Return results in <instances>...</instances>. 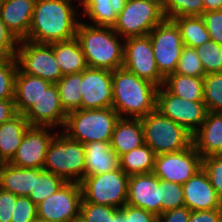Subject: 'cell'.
Masks as SVG:
<instances>
[{
    "instance_id": "cell-1",
    "label": "cell",
    "mask_w": 222,
    "mask_h": 222,
    "mask_svg": "<svg viewBox=\"0 0 222 222\" xmlns=\"http://www.w3.org/2000/svg\"><path fill=\"white\" fill-rule=\"evenodd\" d=\"M77 9L69 0H36L29 40L35 43L51 44L76 37L79 23Z\"/></svg>"
},
{
    "instance_id": "cell-2",
    "label": "cell",
    "mask_w": 222,
    "mask_h": 222,
    "mask_svg": "<svg viewBox=\"0 0 222 222\" xmlns=\"http://www.w3.org/2000/svg\"><path fill=\"white\" fill-rule=\"evenodd\" d=\"M112 90V108L120 118H141L156 109L158 86L123 67L112 71Z\"/></svg>"
},
{
    "instance_id": "cell-3",
    "label": "cell",
    "mask_w": 222,
    "mask_h": 222,
    "mask_svg": "<svg viewBox=\"0 0 222 222\" xmlns=\"http://www.w3.org/2000/svg\"><path fill=\"white\" fill-rule=\"evenodd\" d=\"M119 37L113 27L92 26L81 21L76 29V38L91 68L114 71L123 66L125 39Z\"/></svg>"
},
{
    "instance_id": "cell-4",
    "label": "cell",
    "mask_w": 222,
    "mask_h": 222,
    "mask_svg": "<svg viewBox=\"0 0 222 222\" xmlns=\"http://www.w3.org/2000/svg\"><path fill=\"white\" fill-rule=\"evenodd\" d=\"M119 118L112 107L79 109L67 114L61 131L68 138L83 144L94 141L111 142Z\"/></svg>"
},
{
    "instance_id": "cell-5",
    "label": "cell",
    "mask_w": 222,
    "mask_h": 222,
    "mask_svg": "<svg viewBox=\"0 0 222 222\" xmlns=\"http://www.w3.org/2000/svg\"><path fill=\"white\" fill-rule=\"evenodd\" d=\"M43 169L60 176L66 182L80 183L85 177L84 144L59 131L48 147Z\"/></svg>"
},
{
    "instance_id": "cell-6",
    "label": "cell",
    "mask_w": 222,
    "mask_h": 222,
    "mask_svg": "<svg viewBox=\"0 0 222 222\" xmlns=\"http://www.w3.org/2000/svg\"><path fill=\"white\" fill-rule=\"evenodd\" d=\"M145 143L155 152H177L192 145V134L155 109L141 117Z\"/></svg>"
},
{
    "instance_id": "cell-7",
    "label": "cell",
    "mask_w": 222,
    "mask_h": 222,
    "mask_svg": "<svg viewBox=\"0 0 222 222\" xmlns=\"http://www.w3.org/2000/svg\"><path fill=\"white\" fill-rule=\"evenodd\" d=\"M127 175L120 167L111 172L85 176L80 182L82 202L121 209L127 202Z\"/></svg>"
},
{
    "instance_id": "cell-8",
    "label": "cell",
    "mask_w": 222,
    "mask_h": 222,
    "mask_svg": "<svg viewBox=\"0 0 222 222\" xmlns=\"http://www.w3.org/2000/svg\"><path fill=\"white\" fill-rule=\"evenodd\" d=\"M154 59L160 74L166 78L176 71L184 44L180 29L171 19H164L150 32Z\"/></svg>"
},
{
    "instance_id": "cell-9",
    "label": "cell",
    "mask_w": 222,
    "mask_h": 222,
    "mask_svg": "<svg viewBox=\"0 0 222 222\" xmlns=\"http://www.w3.org/2000/svg\"><path fill=\"white\" fill-rule=\"evenodd\" d=\"M164 19L157 5L144 0H127L113 29L122 39L145 36Z\"/></svg>"
},
{
    "instance_id": "cell-10",
    "label": "cell",
    "mask_w": 222,
    "mask_h": 222,
    "mask_svg": "<svg viewBox=\"0 0 222 222\" xmlns=\"http://www.w3.org/2000/svg\"><path fill=\"white\" fill-rule=\"evenodd\" d=\"M16 60L23 73L40 77L52 84H56L63 76L50 44L21 40L18 43Z\"/></svg>"
},
{
    "instance_id": "cell-11",
    "label": "cell",
    "mask_w": 222,
    "mask_h": 222,
    "mask_svg": "<svg viewBox=\"0 0 222 222\" xmlns=\"http://www.w3.org/2000/svg\"><path fill=\"white\" fill-rule=\"evenodd\" d=\"M156 109L192 135L199 129L208 112L203 101H190L175 96L163 85L157 90Z\"/></svg>"
},
{
    "instance_id": "cell-12",
    "label": "cell",
    "mask_w": 222,
    "mask_h": 222,
    "mask_svg": "<svg viewBox=\"0 0 222 222\" xmlns=\"http://www.w3.org/2000/svg\"><path fill=\"white\" fill-rule=\"evenodd\" d=\"M81 202L80 183L66 182L37 205V217L48 222H71L80 217Z\"/></svg>"
},
{
    "instance_id": "cell-13",
    "label": "cell",
    "mask_w": 222,
    "mask_h": 222,
    "mask_svg": "<svg viewBox=\"0 0 222 222\" xmlns=\"http://www.w3.org/2000/svg\"><path fill=\"white\" fill-rule=\"evenodd\" d=\"M122 67L158 87L164 83L165 78L157 68L149 35L129 37L124 40Z\"/></svg>"
},
{
    "instance_id": "cell-14",
    "label": "cell",
    "mask_w": 222,
    "mask_h": 222,
    "mask_svg": "<svg viewBox=\"0 0 222 222\" xmlns=\"http://www.w3.org/2000/svg\"><path fill=\"white\" fill-rule=\"evenodd\" d=\"M202 168V157L192 144L189 148L155 157L153 174L159 179L184 184Z\"/></svg>"
},
{
    "instance_id": "cell-15",
    "label": "cell",
    "mask_w": 222,
    "mask_h": 222,
    "mask_svg": "<svg viewBox=\"0 0 222 222\" xmlns=\"http://www.w3.org/2000/svg\"><path fill=\"white\" fill-rule=\"evenodd\" d=\"M49 130L51 131L53 128L30 126L9 163L21 168L43 169L48 147L56 135Z\"/></svg>"
},
{
    "instance_id": "cell-16",
    "label": "cell",
    "mask_w": 222,
    "mask_h": 222,
    "mask_svg": "<svg viewBox=\"0 0 222 222\" xmlns=\"http://www.w3.org/2000/svg\"><path fill=\"white\" fill-rule=\"evenodd\" d=\"M81 109L112 107V71L87 67L81 72Z\"/></svg>"
},
{
    "instance_id": "cell-17",
    "label": "cell",
    "mask_w": 222,
    "mask_h": 222,
    "mask_svg": "<svg viewBox=\"0 0 222 222\" xmlns=\"http://www.w3.org/2000/svg\"><path fill=\"white\" fill-rule=\"evenodd\" d=\"M23 115L30 126L63 128L67 113L61 105L56 84H51Z\"/></svg>"
},
{
    "instance_id": "cell-18",
    "label": "cell",
    "mask_w": 222,
    "mask_h": 222,
    "mask_svg": "<svg viewBox=\"0 0 222 222\" xmlns=\"http://www.w3.org/2000/svg\"><path fill=\"white\" fill-rule=\"evenodd\" d=\"M160 200L161 179L153 173L129 176L126 204L159 215L161 214Z\"/></svg>"
},
{
    "instance_id": "cell-19",
    "label": "cell",
    "mask_w": 222,
    "mask_h": 222,
    "mask_svg": "<svg viewBox=\"0 0 222 222\" xmlns=\"http://www.w3.org/2000/svg\"><path fill=\"white\" fill-rule=\"evenodd\" d=\"M185 206L191 211L222 208L216 190L203 168L182 185Z\"/></svg>"
},
{
    "instance_id": "cell-20",
    "label": "cell",
    "mask_w": 222,
    "mask_h": 222,
    "mask_svg": "<svg viewBox=\"0 0 222 222\" xmlns=\"http://www.w3.org/2000/svg\"><path fill=\"white\" fill-rule=\"evenodd\" d=\"M36 0H2L1 19L7 29L18 40L28 37Z\"/></svg>"
},
{
    "instance_id": "cell-21",
    "label": "cell",
    "mask_w": 222,
    "mask_h": 222,
    "mask_svg": "<svg viewBox=\"0 0 222 222\" xmlns=\"http://www.w3.org/2000/svg\"><path fill=\"white\" fill-rule=\"evenodd\" d=\"M192 144L202 158L222 155L221 112H207L205 120L192 135Z\"/></svg>"
},
{
    "instance_id": "cell-22",
    "label": "cell",
    "mask_w": 222,
    "mask_h": 222,
    "mask_svg": "<svg viewBox=\"0 0 222 222\" xmlns=\"http://www.w3.org/2000/svg\"><path fill=\"white\" fill-rule=\"evenodd\" d=\"M85 176L111 172L120 167L119 157L110 142L94 141L84 144Z\"/></svg>"
},
{
    "instance_id": "cell-23",
    "label": "cell",
    "mask_w": 222,
    "mask_h": 222,
    "mask_svg": "<svg viewBox=\"0 0 222 222\" xmlns=\"http://www.w3.org/2000/svg\"><path fill=\"white\" fill-rule=\"evenodd\" d=\"M110 143L118 157L145 144L141 119L119 118Z\"/></svg>"
},
{
    "instance_id": "cell-24",
    "label": "cell",
    "mask_w": 222,
    "mask_h": 222,
    "mask_svg": "<svg viewBox=\"0 0 222 222\" xmlns=\"http://www.w3.org/2000/svg\"><path fill=\"white\" fill-rule=\"evenodd\" d=\"M52 83L23 73L19 68L15 78L14 102L17 113L24 114Z\"/></svg>"
},
{
    "instance_id": "cell-25",
    "label": "cell",
    "mask_w": 222,
    "mask_h": 222,
    "mask_svg": "<svg viewBox=\"0 0 222 222\" xmlns=\"http://www.w3.org/2000/svg\"><path fill=\"white\" fill-rule=\"evenodd\" d=\"M41 169L21 168L9 162L0 163V188L17 196L28 197L34 185V176Z\"/></svg>"
},
{
    "instance_id": "cell-26",
    "label": "cell",
    "mask_w": 222,
    "mask_h": 222,
    "mask_svg": "<svg viewBox=\"0 0 222 222\" xmlns=\"http://www.w3.org/2000/svg\"><path fill=\"white\" fill-rule=\"evenodd\" d=\"M29 127L30 124L21 113L0 125V163L13 159Z\"/></svg>"
},
{
    "instance_id": "cell-27",
    "label": "cell",
    "mask_w": 222,
    "mask_h": 222,
    "mask_svg": "<svg viewBox=\"0 0 222 222\" xmlns=\"http://www.w3.org/2000/svg\"><path fill=\"white\" fill-rule=\"evenodd\" d=\"M50 45L63 76L80 73L88 67L81 45L76 37Z\"/></svg>"
},
{
    "instance_id": "cell-28",
    "label": "cell",
    "mask_w": 222,
    "mask_h": 222,
    "mask_svg": "<svg viewBox=\"0 0 222 222\" xmlns=\"http://www.w3.org/2000/svg\"><path fill=\"white\" fill-rule=\"evenodd\" d=\"M127 0H85L81 5L92 26L113 27Z\"/></svg>"
},
{
    "instance_id": "cell-29",
    "label": "cell",
    "mask_w": 222,
    "mask_h": 222,
    "mask_svg": "<svg viewBox=\"0 0 222 222\" xmlns=\"http://www.w3.org/2000/svg\"><path fill=\"white\" fill-rule=\"evenodd\" d=\"M163 86L175 96L190 101H203V77L173 73L164 79Z\"/></svg>"
},
{
    "instance_id": "cell-30",
    "label": "cell",
    "mask_w": 222,
    "mask_h": 222,
    "mask_svg": "<svg viewBox=\"0 0 222 222\" xmlns=\"http://www.w3.org/2000/svg\"><path fill=\"white\" fill-rule=\"evenodd\" d=\"M155 152L145 143L119 157L120 168L127 175L152 173Z\"/></svg>"
},
{
    "instance_id": "cell-31",
    "label": "cell",
    "mask_w": 222,
    "mask_h": 222,
    "mask_svg": "<svg viewBox=\"0 0 222 222\" xmlns=\"http://www.w3.org/2000/svg\"><path fill=\"white\" fill-rule=\"evenodd\" d=\"M180 29L183 44L196 48L210 40L201 16H184L172 19Z\"/></svg>"
},
{
    "instance_id": "cell-32",
    "label": "cell",
    "mask_w": 222,
    "mask_h": 222,
    "mask_svg": "<svg viewBox=\"0 0 222 222\" xmlns=\"http://www.w3.org/2000/svg\"><path fill=\"white\" fill-rule=\"evenodd\" d=\"M56 86L61 105L67 114L81 109V72L62 76Z\"/></svg>"
},
{
    "instance_id": "cell-33",
    "label": "cell",
    "mask_w": 222,
    "mask_h": 222,
    "mask_svg": "<svg viewBox=\"0 0 222 222\" xmlns=\"http://www.w3.org/2000/svg\"><path fill=\"white\" fill-rule=\"evenodd\" d=\"M65 183L66 181L60 176L54 175L45 169H41L39 173L34 176L33 189L28 197L37 206L47 197L54 194Z\"/></svg>"
},
{
    "instance_id": "cell-34",
    "label": "cell",
    "mask_w": 222,
    "mask_h": 222,
    "mask_svg": "<svg viewBox=\"0 0 222 222\" xmlns=\"http://www.w3.org/2000/svg\"><path fill=\"white\" fill-rule=\"evenodd\" d=\"M203 91V102L207 110L222 113V74H206L203 77Z\"/></svg>"
},
{
    "instance_id": "cell-35",
    "label": "cell",
    "mask_w": 222,
    "mask_h": 222,
    "mask_svg": "<svg viewBox=\"0 0 222 222\" xmlns=\"http://www.w3.org/2000/svg\"><path fill=\"white\" fill-rule=\"evenodd\" d=\"M205 12L203 0H165V19L184 16H201Z\"/></svg>"
},
{
    "instance_id": "cell-36",
    "label": "cell",
    "mask_w": 222,
    "mask_h": 222,
    "mask_svg": "<svg viewBox=\"0 0 222 222\" xmlns=\"http://www.w3.org/2000/svg\"><path fill=\"white\" fill-rule=\"evenodd\" d=\"M201 61L205 74L219 73L222 66V46L208 40L206 43L195 48Z\"/></svg>"
},
{
    "instance_id": "cell-37",
    "label": "cell",
    "mask_w": 222,
    "mask_h": 222,
    "mask_svg": "<svg viewBox=\"0 0 222 222\" xmlns=\"http://www.w3.org/2000/svg\"><path fill=\"white\" fill-rule=\"evenodd\" d=\"M17 70L16 57H0V99H14Z\"/></svg>"
},
{
    "instance_id": "cell-38",
    "label": "cell",
    "mask_w": 222,
    "mask_h": 222,
    "mask_svg": "<svg viewBox=\"0 0 222 222\" xmlns=\"http://www.w3.org/2000/svg\"><path fill=\"white\" fill-rule=\"evenodd\" d=\"M119 211L116 207L81 202L80 217L84 222H113V217Z\"/></svg>"
},
{
    "instance_id": "cell-39",
    "label": "cell",
    "mask_w": 222,
    "mask_h": 222,
    "mask_svg": "<svg viewBox=\"0 0 222 222\" xmlns=\"http://www.w3.org/2000/svg\"><path fill=\"white\" fill-rule=\"evenodd\" d=\"M161 214L185 206L182 184L161 179Z\"/></svg>"
},
{
    "instance_id": "cell-40",
    "label": "cell",
    "mask_w": 222,
    "mask_h": 222,
    "mask_svg": "<svg viewBox=\"0 0 222 222\" xmlns=\"http://www.w3.org/2000/svg\"><path fill=\"white\" fill-rule=\"evenodd\" d=\"M174 73L192 77H204L206 75L195 48L184 46Z\"/></svg>"
},
{
    "instance_id": "cell-41",
    "label": "cell",
    "mask_w": 222,
    "mask_h": 222,
    "mask_svg": "<svg viewBox=\"0 0 222 222\" xmlns=\"http://www.w3.org/2000/svg\"><path fill=\"white\" fill-rule=\"evenodd\" d=\"M202 168L206 172L222 204V155L202 158Z\"/></svg>"
},
{
    "instance_id": "cell-42",
    "label": "cell",
    "mask_w": 222,
    "mask_h": 222,
    "mask_svg": "<svg viewBox=\"0 0 222 222\" xmlns=\"http://www.w3.org/2000/svg\"><path fill=\"white\" fill-rule=\"evenodd\" d=\"M156 220V214L128 204H125L113 217V222H156Z\"/></svg>"
},
{
    "instance_id": "cell-43",
    "label": "cell",
    "mask_w": 222,
    "mask_h": 222,
    "mask_svg": "<svg viewBox=\"0 0 222 222\" xmlns=\"http://www.w3.org/2000/svg\"><path fill=\"white\" fill-rule=\"evenodd\" d=\"M37 217V206L26 196H17L11 222H31Z\"/></svg>"
},
{
    "instance_id": "cell-44",
    "label": "cell",
    "mask_w": 222,
    "mask_h": 222,
    "mask_svg": "<svg viewBox=\"0 0 222 222\" xmlns=\"http://www.w3.org/2000/svg\"><path fill=\"white\" fill-rule=\"evenodd\" d=\"M201 17L210 39L222 46V10L204 12Z\"/></svg>"
},
{
    "instance_id": "cell-45",
    "label": "cell",
    "mask_w": 222,
    "mask_h": 222,
    "mask_svg": "<svg viewBox=\"0 0 222 222\" xmlns=\"http://www.w3.org/2000/svg\"><path fill=\"white\" fill-rule=\"evenodd\" d=\"M19 41L7 29L0 14V57H16Z\"/></svg>"
},
{
    "instance_id": "cell-46",
    "label": "cell",
    "mask_w": 222,
    "mask_h": 222,
    "mask_svg": "<svg viewBox=\"0 0 222 222\" xmlns=\"http://www.w3.org/2000/svg\"><path fill=\"white\" fill-rule=\"evenodd\" d=\"M17 195L0 188V222H11Z\"/></svg>"
},
{
    "instance_id": "cell-47",
    "label": "cell",
    "mask_w": 222,
    "mask_h": 222,
    "mask_svg": "<svg viewBox=\"0 0 222 222\" xmlns=\"http://www.w3.org/2000/svg\"><path fill=\"white\" fill-rule=\"evenodd\" d=\"M191 210L186 206L171 209L157 215L156 222H188Z\"/></svg>"
},
{
    "instance_id": "cell-48",
    "label": "cell",
    "mask_w": 222,
    "mask_h": 222,
    "mask_svg": "<svg viewBox=\"0 0 222 222\" xmlns=\"http://www.w3.org/2000/svg\"><path fill=\"white\" fill-rule=\"evenodd\" d=\"M188 222H222V208L191 211Z\"/></svg>"
},
{
    "instance_id": "cell-49",
    "label": "cell",
    "mask_w": 222,
    "mask_h": 222,
    "mask_svg": "<svg viewBox=\"0 0 222 222\" xmlns=\"http://www.w3.org/2000/svg\"><path fill=\"white\" fill-rule=\"evenodd\" d=\"M17 114L14 99H0V125Z\"/></svg>"
},
{
    "instance_id": "cell-50",
    "label": "cell",
    "mask_w": 222,
    "mask_h": 222,
    "mask_svg": "<svg viewBox=\"0 0 222 222\" xmlns=\"http://www.w3.org/2000/svg\"><path fill=\"white\" fill-rule=\"evenodd\" d=\"M205 12L222 10V0H203Z\"/></svg>"
},
{
    "instance_id": "cell-51",
    "label": "cell",
    "mask_w": 222,
    "mask_h": 222,
    "mask_svg": "<svg viewBox=\"0 0 222 222\" xmlns=\"http://www.w3.org/2000/svg\"><path fill=\"white\" fill-rule=\"evenodd\" d=\"M144 1L157 5L163 11V14H164V2H165V0H144Z\"/></svg>"
},
{
    "instance_id": "cell-52",
    "label": "cell",
    "mask_w": 222,
    "mask_h": 222,
    "mask_svg": "<svg viewBox=\"0 0 222 222\" xmlns=\"http://www.w3.org/2000/svg\"><path fill=\"white\" fill-rule=\"evenodd\" d=\"M31 222H48V221L36 217V218L33 219Z\"/></svg>"
},
{
    "instance_id": "cell-53",
    "label": "cell",
    "mask_w": 222,
    "mask_h": 222,
    "mask_svg": "<svg viewBox=\"0 0 222 222\" xmlns=\"http://www.w3.org/2000/svg\"><path fill=\"white\" fill-rule=\"evenodd\" d=\"M71 222H84V221H83V219L81 217H78V218L74 219Z\"/></svg>"
},
{
    "instance_id": "cell-54",
    "label": "cell",
    "mask_w": 222,
    "mask_h": 222,
    "mask_svg": "<svg viewBox=\"0 0 222 222\" xmlns=\"http://www.w3.org/2000/svg\"><path fill=\"white\" fill-rule=\"evenodd\" d=\"M69 1H74V0H69ZM79 2L80 3L78 5L80 6V4L82 5L85 2V0H79Z\"/></svg>"
}]
</instances>
